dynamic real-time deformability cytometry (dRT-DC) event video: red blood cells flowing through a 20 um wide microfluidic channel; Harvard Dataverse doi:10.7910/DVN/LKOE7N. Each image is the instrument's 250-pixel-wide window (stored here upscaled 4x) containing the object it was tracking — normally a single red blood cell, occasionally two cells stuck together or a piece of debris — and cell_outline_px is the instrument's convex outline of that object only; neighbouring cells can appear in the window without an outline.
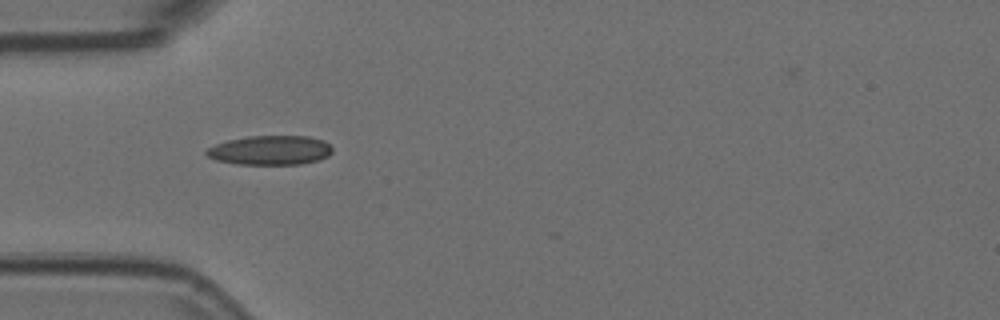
{"species": "Egyptian fruit bat (a non-hibernating species)", "species_latin": "Rousettus aegyptiacus", "temperature_condition": "room temperature", "stored_images_in_passage": 19, "camera_frame_rate_fps": 3000, "um_per_image_px": 0.085, "animal": {"sex": "female"}, "frame": {"image": 1, "passage_image": 16, "time_ms": 5.0, "image_size_px": [1000, 320], "cell_outline_px": [[332, 152], [328, 156], [316, 160], [300, 164], [236, 164], [216, 160], [208, 156], [204, 152], [208, 148], [216, 144], [228, 140], [248, 136], [308, 136], [324, 140], [332, 148]], "centroid_in_image_um": [22.96, 12.76], "position_along_channel_um": 62.0, "area_um2": 21.44}}